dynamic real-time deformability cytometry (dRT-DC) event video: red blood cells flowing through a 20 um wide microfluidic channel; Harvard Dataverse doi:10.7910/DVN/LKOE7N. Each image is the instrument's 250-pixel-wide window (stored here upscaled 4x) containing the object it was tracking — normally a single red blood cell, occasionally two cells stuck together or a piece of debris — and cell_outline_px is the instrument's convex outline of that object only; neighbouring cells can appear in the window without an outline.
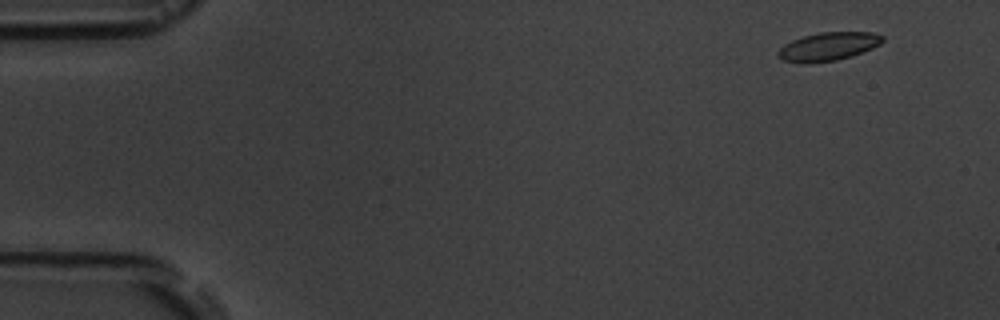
{"species": "common noctule bat (a hibernating species)", "species_latin": "Nyctalus noctula", "temperature_condition": "room temperature", "stored_images_in_passage": 4, "camera_frame_rate_fps": 3000, "um_per_image_px": 0.085, "animal": {"sex": "male", "body_mass_g": 19.5, "forearm_length_mm": 54.6}, "frame": {"image": 1, "passage_image": 1, "time_ms": 0.0, "image_size_px": [1000, 320], "cell_outline_px": [[884, 40], [880, 44], [872, 48], [852, 56], [836, 60], [812, 64], [800, 64], [780, 60], [776, 56], [776, 52], [784, 44], [792, 40], [804, 36], [820, 32], [872, 32], [884, 36]], "centroid_in_image_um": [70.35, 3.98], "position_along_channel_um": 14.7, "area_um2": 17.63}}